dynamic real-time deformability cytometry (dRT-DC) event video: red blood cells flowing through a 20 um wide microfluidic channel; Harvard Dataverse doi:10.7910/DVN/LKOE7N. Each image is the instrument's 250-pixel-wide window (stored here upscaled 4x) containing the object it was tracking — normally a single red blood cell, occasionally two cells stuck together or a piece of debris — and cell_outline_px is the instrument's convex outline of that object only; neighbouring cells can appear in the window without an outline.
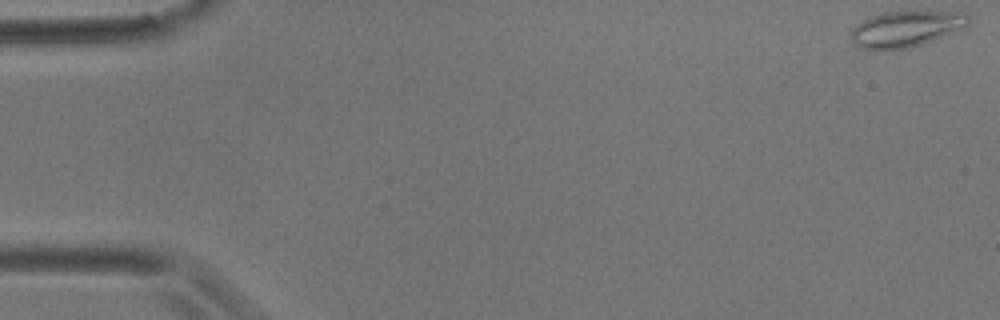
{"species": "common noctule bat (a hibernating species)", "species_latin": "Nyctalus noctula", "temperature_condition": "room temperature", "stored_images_in_passage": 12, "camera_frame_rate_fps": 3000, "um_per_image_px": 0.085, "animal": {"sex": "male", "body_mass_g": 17.9}, "frame": {"image": 1, "passage_image": 1, "time_ms": 0.0, "image_size_px": [1000, 320], "cell_outline_px": [[972, 16], [968, 24], [964, 28], [932, 40], [908, 48], [860, 48], [852, 40], [852, 28], [856, 24], [868, 16], [880, 12], [968, 12]], "centroid_in_image_um": [77.04, 2.42], "position_along_channel_um": 8.0, "area_um2": 24.28}}